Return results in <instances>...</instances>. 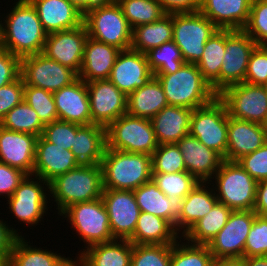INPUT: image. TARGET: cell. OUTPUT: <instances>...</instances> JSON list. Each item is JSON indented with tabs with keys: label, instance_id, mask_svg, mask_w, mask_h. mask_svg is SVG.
Masks as SVG:
<instances>
[{
	"label": "cell",
	"instance_id": "obj_1",
	"mask_svg": "<svg viewBox=\"0 0 267 266\" xmlns=\"http://www.w3.org/2000/svg\"><path fill=\"white\" fill-rule=\"evenodd\" d=\"M0 21V46L20 59L42 53L47 39L35 8L28 0H18L6 20ZM5 23V24H4Z\"/></svg>",
	"mask_w": 267,
	"mask_h": 266
},
{
	"label": "cell",
	"instance_id": "obj_2",
	"mask_svg": "<svg viewBox=\"0 0 267 266\" xmlns=\"http://www.w3.org/2000/svg\"><path fill=\"white\" fill-rule=\"evenodd\" d=\"M103 188L133 191L152 178V157L106 147L102 161Z\"/></svg>",
	"mask_w": 267,
	"mask_h": 266
},
{
	"label": "cell",
	"instance_id": "obj_3",
	"mask_svg": "<svg viewBox=\"0 0 267 266\" xmlns=\"http://www.w3.org/2000/svg\"><path fill=\"white\" fill-rule=\"evenodd\" d=\"M103 190L101 165L80 164L52 180L48 192L61 214L72 204L101 198Z\"/></svg>",
	"mask_w": 267,
	"mask_h": 266
},
{
	"label": "cell",
	"instance_id": "obj_4",
	"mask_svg": "<svg viewBox=\"0 0 267 266\" xmlns=\"http://www.w3.org/2000/svg\"><path fill=\"white\" fill-rule=\"evenodd\" d=\"M154 77L161 83L169 105L194 110L217 96L196 64L184 63L175 73L154 74Z\"/></svg>",
	"mask_w": 267,
	"mask_h": 266
},
{
	"label": "cell",
	"instance_id": "obj_5",
	"mask_svg": "<svg viewBox=\"0 0 267 266\" xmlns=\"http://www.w3.org/2000/svg\"><path fill=\"white\" fill-rule=\"evenodd\" d=\"M88 36L120 50L131 49L132 28L116 0L89 10L83 18Z\"/></svg>",
	"mask_w": 267,
	"mask_h": 266
},
{
	"label": "cell",
	"instance_id": "obj_6",
	"mask_svg": "<svg viewBox=\"0 0 267 266\" xmlns=\"http://www.w3.org/2000/svg\"><path fill=\"white\" fill-rule=\"evenodd\" d=\"M214 177L218 202L232 211L253 210L258 182L237 162L224 160Z\"/></svg>",
	"mask_w": 267,
	"mask_h": 266
},
{
	"label": "cell",
	"instance_id": "obj_7",
	"mask_svg": "<svg viewBox=\"0 0 267 266\" xmlns=\"http://www.w3.org/2000/svg\"><path fill=\"white\" fill-rule=\"evenodd\" d=\"M107 148L152 155L158 147L150 119L125 113L106 128Z\"/></svg>",
	"mask_w": 267,
	"mask_h": 266
},
{
	"label": "cell",
	"instance_id": "obj_8",
	"mask_svg": "<svg viewBox=\"0 0 267 266\" xmlns=\"http://www.w3.org/2000/svg\"><path fill=\"white\" fill-rule=\"evenodd\" d=\"M228 112L216 96L210 103L193 110L189 134L227 161Z\"/></svg>",
	"mask_w": 267,
	"mask_h": 266
},
{
	"label": "cell",
	"instance_id": "obj_9",
	"mask_svg": "<svg viewBox=\"0 0 267 266\" xmlns=\"http://www.w3.org/2000/svg\"><path fill=\"white\" fill-rule=\"evenodd\" d=\"M218 29L200 11L173 13V41L185 63L201 59L205 43Z\"/></svg>",
	"mask_w": 267,
	"mask_h": 266
},
{
	"label": "cell",
	"instance_id": "obj_10",
	"mask_svg": "<svg viewBox=\"0 0 267 266\" xmlns=\"http://www.w3.org/2000/svg\"><path fill=\"white\" fill-rule=\"evenodd\" d=\"M61 215L69 219L72 228L88 244L87 247L115 240L102 198L72 204Z\"/></svg>",
	"mask_w": 267,
	"mask_h": 266
},
{
	"label": "cell",
	"instance_id": "obj_11",
	"mask_svg": "<svg viewBox=\"0 0 267 266\" xmlns=\"http://www.w3.org/2000/svg\"><path fill=\"white\" fill-rule=\"evenodd\" d=\"M20 76L24 84L56 92L78 78V74L44 54L28 55L20 59Z\"/></svg>",
	"mask_w": 267,
	"mask_h": 266
},
{
	"label": "cell",
	"instance_id": "obj_12",
	"mask_svg": "<svg viewBox=\"0 0 267 266\" xmlns=\"http://www.w3.org/2000/svg\"><path fill=\"white\" fill-rule=\"evenodd\" d=\"M217 96L224 102L230 117L261 124L267 116L265 86L243 82L228 86Z\"/></svg>",
	"mask_w": 267,
	"mask_h": 266
},
{
	"label": "cell",
	"instance_id": "obj_13",
	"mask_svg": "<svg viewBox=\"0 0 267 266\" xmlns=\"http://www.w3.org/2000/svg\"><path fill=\"white\" fill-rule=\"evenodd\" d=\"M257 214L254 210L232 211L221 231L208 243L214 259H242L248 233Z\"/></svg>",
	"mask_w": 267,
	"mask_h": 266
},
{
	"label": "cell",
	"instance_id": "obj_14",
	"mask_svg": "<svg viewBox=\"0 0 267 266\" xmlns=\"http://www.w3.org/2000/svg\"><path fill=\"white\" fill-rule=\"evenodd\" d=\"M257 46L244 30L225 29V54L220 68V93L243 83L252 51Z\"/></svg>",
	"mask_w": 267,
	"mask_h": 266
},
{
	"label": "cell",
	"instance_id": "obj_15",
	"mask_svg": "<svg viewBox=\"0 0 267 266\" xmlns=\"http://www.w3.org/2000/svg\"><path fill=\"white\" fill-rule=\"evenodd\" d=\"M92 124L107 128L127 113V96L109 79L87 82Z\"/></svg>",
	"mask_w": 267,
	"mask_h": 266
},
{
	"label": "cell",
	"instance_id": "obj_16",
	"mask_svg": "<svg viewBox=\"0 0 267 266\" xmlns=\"http://www.w3.org/2000/svg\"><path fill=\"white\" fill-rule=\"evenodd\" d=\"M34 179H38L34 181ZM43 184H42V183ZM46 185L49 189V183L40 177L32 178V175H27L25 179L19 184L14 194L7 200L11 213L27 225H37L47 209V193L43 190ZM43 215V216H42Z\"/></svg>",
	"mask_w": 267,
	"mask_h": 266
},
{
	"label": "cell",
	"instance_id": "obj_17",
	"mask_svg": "<svg viewBox=\"0 0 267 266\" xmlns=\"http://www.w3.org/2000/svg\"><path fill=\"white\" fill-rule=\"evenodd\" d=\"M101 198L107 209L113 238L129 240L133 236L140 214L134 192L104 189Z\"/></svg>",
	"mask_w": 267,
	"mask_h": 266
},
{
	"label": "cell",
	"instance_id": "obj_18",
	"mask_svg": "<svg viewBox=\"0 0 267 266\" xmlns=\"http://www.w3.org/2000/svg\"><path fill=\"white\" fill-rule=\"evenodd\" d=\"M87 38L84 23L74 29L48 34L42 54L79 74Z\"/></svg>",
	"mask_w": 267,
	"mask_h": 266
},
{
	"label": "cell",
	"instance_id": "obj_19",
	"mask_svg": "<svg viewBox=\"0 0 267 266\" xmlns=\"http://www.w3.org/2000/svg\"><path fill=\"white\" fill-rule=\"evenodd\" d=\"M153 73L144 53L132 49L121 50L109 80L127 97L138 88L145 85Z\"/></svg>",
	"mask_w": 267,
	"mask_h": 266
},
{
	"label": "cell",
	"instance_id": "obj_20",
	"mask_svg": "<svg viewBox=\"0 0 267 266\" xmlns=\"http://www.w3.org/2000/svg\"><path fill=\"white\" fill-rule=\"evenodd\" d=\"M176 145L182 153L186 171L199 183L209 184V181L212 182L211 179H214L213 176L220 168L224 158L190 134L182 137Z\"/></svg>",
	"mask_w": 267,
	"mask_h": 266
},
{
	"label": "cell",
	"instance_id": "obj_21",
	"mask_svg": "<svg viewBox=\"0 0 267 266\" xmlns=\"http://www.w3.org/2000/svg\"><path fill=\"white\" fill-rule=\"evenodd\" d=\"M38 136L0 126V162L33 176Z\"/></svg>",
	"mask_w": 267,
	"mask_h": 266
},
{
	"label": "cell",
	"instance_id": "obj_22",
	"mask_svg": "<svg viewBox=\"0 0 267 266\" xmlns=\"http://www.w3.org/2000/svg\"><path fill=\"white\" fill-rule=\"evenodd\" d=\"M58 119L80 125H91L90 101L86 82L79 77L53 93Z\"/></svg>",
	"mask_w": 267,
	"mask_h": 266
},
{
	"label": "cell",
	"instance_id": "obj_23",
	"mask_svg": "<svg viewBox=\"0 0 267 266\" xmlns=\"http://www.w3.org/2000/svg\"><path fill=\"white\" fill-rule=\"evenodd\" d=\"M79 165L80 163L70 150L48 142L42 135L38 137L33 176L50 183L56 177Z\"/></svg>",
	"mask_w": 267,
	"mask_h": 266
},
{
	"label": "cell",
	"instance_id": "obj_24",
	"mask_svg": "<svg viewBox=\"0 0 267 266\" xmlns=\"http://www.w3.org/2000/svg\"><path fill=\"white\" fill-rule=\"evenodd\" d=\"M35 8L47 34L70 30L83 24L84 15L69 0H28Z\"/></svg>",
	"mask_w": 267,
	"mask_h": 266
},
{
	"label": "cell",
	"instance_id": "obj_25",
	"mask_svg": "<svg viewBox=\"0 0 267 266\" xmlns=\"http://www.w3.org/2000/svg\"><path fill=\"white\" fill-rule=\"evenodd\" d=\"M227 161L237 162L267 142L261 124L228 115Z\"/></svg>",
	"mask_w": 267,
	"mask_h": 266
},
{
	"label": "cell",
	"instance_id": "obj_26",
	"mask_svg": "<svg viewBox=\"0 0 267 266\" xmlns=\"http://www.w3.org/2000/svg\"><path fill=\"white\" fill-rule=\"evenodd\" d=\"M252 0H200L199 11L217 28L243 30Z\"/></svg>",
	"mask_w": 267,
	"mask_h": 266
},
{
	"label": "cell",
	"instance_id": "obj_27",
	"mask_svg": "<svg viewBox=\"0 0 267 266\" xmlns=\"http://www.w3.org/2000/svg\"><path fill=\"white\" fill-rule=\"evenodd\" d=\"M120 52L117 47L88 36L78 77L86 83L108 80Z\"/></svg>",
	"mask_w": 267,
	"mask_h": 266
},
{
	"label": "cell",
	"instance_id": "obj_28",
	"mask_svg": "<svg viewBox=\"0 0 267 266\" xmlns=\"http://www.w3.org/2000/svg\"><path fill=\"white\" fill-rule=\"evenodd\" d=\"M133 192L140 211L167 220L176 230V221L182 211V198H168L152 179Z\"/></svg>",
	"mask_w": 267,
	"mask_h": 266
},
{
	"label": "cell",
	"instance_id": "obj_29",
	"mask_svg": "<svg viewBox=\"0 0 267 266\" xmlns=\"http://www.w3.org/2000/svg\"><path fill=\"white\" fill-rule=\"evenodd\" d=\"M193 110L168 105L150 119L159 145L176 144L189 134Z\"/></svg>",
	"mask_w": 267,
	"mask_h": 266
},
{
	"label": "cell",
	"instance_id": "obj_30",
	"mask_svg": "<svg viewBox=\"0 0 267 266\" xmlns=\"http://www.w3.org/2000/svg\"><path fill=\"white\" fill-rule=\"evenodd\" d=\"M98 243L80 251L76 266H131L133 244L129 240ZM79 261V262H78Z\"/></svg>",
	"mask_w": 267,
	"mask_h": 266
},
{
	"label": "cell",
	"instance_id": "obj_31",
	"mask_svg": "<svg viewBox=\"0 0 267 266\" xmlns=\"http://www.w3.org/2000/svg\"><path fill=\"white\" fill-rule=\"evenodd\" d=\"M107 147L106 128L82 125L76 133L71 152L80 164H100Z\"/></svg>",
	"mask_w": 267,
	"mask_h": 266
},
{
	"label": "cell",
	"instance_id": "obj_32",
	"mask_svg": "<svg viewBox=\"0 0 267 266\" xmlns=\"http://www.w3.org/2000/svg\"><path fill=\"white\" fill-rule=\"evenodd\" d=\"M205 182L199 183L184 199H182V211L176 221V232L178 234L183 228L184 236L192 226L206 214L218 202L215 189L209 188ZM207 187V188H206ZM206 188V189H205ZM213 191V192H212Z\"/></svg>",
	"mask_w": 267,
	"mask_h": 266
},
{
	"label": "cell",
	"instance_id": "obj_33",
	"mask_svg": "<svg viewBox=\"0 0 267 266\" xmlns=\"http://www.w3.org/2000/svg\"><path fill=\"white\" fill-rule=\"evenodd\" d=\"M168 105L163 87L154 76L127 97V113L135 117L151 119Z\"/></svg>",
	"mask_w": 267,
	"mask_h": 266
},
{
	"label": "cell",
	"instance_id": "obj_34",
	"mask_svg": "<svg viewBox=\"0 0 267 266\" xmlns=\"http://www.w3.org/2000/svg\"><path fill=\"white\" fill-rule=\"evenodd\" d=\"M179 239L175 228L165 219L140 211L133 236L132 244H174Z\"/></svg>",
	"mask_w": 267,
	"mask_h": 266
},
{
	"label": "cell",
	"instance_id": "obj_35",
	"mask_svg": "<svg viewBox=\"0 0 267 266\" xmlns=\"http://www.w3.org/2000/svg\"><path fill=\"white\" fill-rule=\"evenodd\" d=\"M23 237H17L5 266H73L74 260L62 257L59 253L34 248Z\"/></svg>",
	"mask_w": 267,
	"mask_h": 266
},
{
	"label": "cell",
	"instance_id": "obj_36",
	"mask_svg": "<svg viewBox=\"0 0 267 266\" xmlns=\"http://www.w3.org/2000/svg\"><path fill=\"white\" fill-rule=\"evenodd\" d=\"M173 40V13L132 29L131 49L141 53Z\"/></svg>",
	"mask_w": 267,
	"mask_h": 266
},
{
	"label": "cell",
	"instance_id": "obj_37",
	"mask_svg": "<svg viewBox=\"0 0 267 266\" xmlns=\"http://www.w3.org/2000/svg\"><path fill=\"white\" fill-rule=\"evenodd\" d=\"M225 54V29H218L205 43L201 59L196 63L212 90L220 93V68Z\"/></svg>",
	"mask_w": 267,
	"mask_h": 266
},
{
	"label": "cell",
	"instance_id": "obj_38",
	"mask_svg": "<svg viewBox=\"0 0 267 266\" xmlns=\"http://www.w3.org/2000/svg\"><path fill=\"white\" fill-rule=\"evenodd\" d=\"M231 212L232 210L229 207L217 202L211 211L199 219L180 239L184 237L183 241L187 240L194 245H208L225 226Z\"/></svg>",
	"mask_w": 267,
	"mask_h": 266
},
{
	"label": "cell",
	"instance_id": "obj_39",
	"mask_svg": "<svg viewBox=\"0 0 267 266\" xmlns=\"http://www.w3.org/2000/svg\"><path fill=\"white\" fill-rule=\"evenodd\" d=\"M0 126L10 131L39 137L42 135L45 125L40 121L36 111L23 100L1 119Z\"/></svg>",
	"mask_w": 267,
	"mask_h": 266
},
{
	"label": "cell",
	"instance_id": "obj_40",
	"mask_svg": "<svg viewBox=\"0 0 267 266\" xmlns=\"http://www.w3.org/2000/svg\"><path fill=\"white\" fill-rule=\"evenodd\" d=\"M130 27L160 20L167 13L158 0H116Z\"/></svg>",
	"mask_w": 267,
	"mask_h": 266
},
{
	"label": "cell",
	"instance_id": "obj_41",
	"mask_svg": "<svg viewBox=\"0 0 267 266\" xmlns=\"http://www.w3.org/2000/svg\"><path fill=\"white\" fill-rule=\"evenodd\" d=\"M145 55L153 75L175 73L185 63L173 40L149 50Z\"/></svg>",
	"mask_w": 267,
	"mask_h": 266
},
{
	"label": "cell",
	"instance_id": "obj_42",
	"mask_svg": "<svg viewBox=\"0 0 267 266\" xmlns=\"http://www.w3.org/2000/svg\"><path fill=\"white\" fill-rule=\"evenodd\" d=\"M153 182L168 197L184 199L199 182L187 171L178 173H152Z\"/></svg>",
	"mask_w": 267,
	"mask_h": 266
},
{
	"label": "cell",
	"instance_id": "obj_43",
	"mask_svg": "<svg viewBox=\"0 0 267 266\" xmlns=\"http://www.w3.org/2000/svg\"><path fill=\"white\" fill-rule=\"evenodd\" d=\"M213 260L207 245L180 244L178 240L172 244L170 266H210Z\"/></svg>",
	"mask_w": 267,
	"mask_h": 266
},
{
	"label": "cell",
	"instance_id": "obj_44",
	"mask_svg": "<svg viewBox=\"0 0 267 266\" xmlns=\"http://www.w3.org/2000/svg\"><path fill=\"white\" fill-rule=\"evenodd\" d=\"M24 100L36 111L44 125L59 120L52 92L24 84Z\"/></svg>",
	"mask_w": 267,
	"mask_h": 266
},
{
	"label": "cell",
	"instance_id": "obj_45",
	"mask_svg": "<svg viewBox=\"0 0 267 266\" xmlns=\"http://www.w3.org/2000/svg\"><path fill=\"white\" fill-rule=\"evenodd\" d=\"M172 244H133L131 266H170Z\"/></svg>",
	"mask_w": 267,
	"mask_h": 266
},
{
	"label": "cell",
	"instance_id": "obj_46",
	"mask_svg": "<svg viewBox=\"0 0 267 266\" xmlns=\"http://www.w3.org/2000/svg\"><path fill=\"white\" fill-rule=\"evenodd\" d=\"M152 173H178L186 171L182 153L176 144L158 145L151 155Z\"/></svg>",
	"mask_w": 267,
	"mask_h": 266
},
{
	"label": "cell",
	"instance_id": "obj_47",
	"mask_svg": "<svg viewBox=\"0 0 267 266\" xmlns=\"http://www.w3.org/2000/svg\"><path fill=\"white\" fill-rule=\"evenodd\" d=\"M243 30L257 45H267V0H252L249 19Z\"/></svg>",
	"mask_w": 267,
	"mask_h": 266
},
{
	"label": "cell",
	"instance_id": "obj_48",
	"mask_svg": "<svg viewBox=\"0 0 267 266\" xmlns=\"http://www.w3.org/2000/svg\"><path fill=\"white\" fill-rule=\"evenodd\" d=\"M81 126L73 122L57 120L44 126L42 136L50 143L71 150L77 130Z\"/></svg>",
	"mask_w": 267,
	"mask_h": 266
},
{
	"label": "cell",
	"instance_id": "obj_49",
	"mask_svg": "<svg viewBox=\"0 0 267 266\" xmlns=\"http://www.w3.org/2000/svg\"><path fill=\"white\" fill-rule=\"evenodd\" d=\"M267 256V216L256 215L244 248V257Z\"/></svg>",
	"mask_w": 267,
	"mask_h": 266
},
{
	"label": "cell",
	"instance_id": "obj_50",
	"mask_svg": "<svg viewBox=\"0 0 267 266\" xmlns=\"http://www.w3.org/2000/svg\"><path fill=\"white\" fill-rule=\"evenodd\" d=\"M244 82L260 86L267 84V45H257L252 51Z\"/></svg>",
	"mask_w": 267,
	"mask_h": 266
},
{
	"label": "cell",
	"instance_id": "obj_51",
	"mask_svg": "<svg viewBox=\"0 0 267 266\" xmlns=\"http://www.w3.org/2000/svg\"><path fill=\"white\" fill-rule=\"evenodd\" d=\"M237 163L257 182L267 179V142Z\"/></svg>",
	"mask_w": 267,
	"mask_h": 266
},
{
	"label": "cell",
	"instance_id": "obj_52",
	"mask_svg": "<svg viewBox=\"0 0 267 266\" xmlns=\"http://www.w3.org/2000/svg\"><path fill=\"white\" fill-rule=\"evenodd\" d=\"M24 100V82L21 76L0 87V121L15 106Z\"/></svg>",
	"mask_w": 267,
	"mask_h": 266
},
{
	"label": "cell",
	"instance_id": "obj_53",
	"mask_svg": "<svg viewBox=\"0 0 267 266\" xmlns=\"http://www.w3.org/2000/svg\"><path fill=\"white\" fill-rule=\"evenodd\" d=\"M20 76V58L0 46V87Z\"/></svg>",
	"mask_w": 267,
	"mask_h": 266
},
{
	"label": "cell",
	"instance_id": "obj_54",
	"mask_svg": "<svg viewBox=\"0 0 267 266\" xmlns=\"http://www.w3.org/2000/svg\"><path fill=\"white\" fill-rule=\"evenodd\" d=\"M26 176L22 170L0 162V195L11 197Z\"/></svg>",
	"mask_w": 267,
	"mask_h": 266
},
{
	"label": "cell",
	"instance_id": "obj_55",
	"mask_svg": "<svg viewBox=\"0 0 267 266\" xmlns=\"http://www.w3.org/2000/svg\"><path fill=\"white\" fill-rule=\"evenodd\" d=\"M17 237H22V235H19L14 228L9 227L6 222L0 220V259L5 264Z\"/></svg>",
	"mask_w": 267,
	"mask_h": 266
},
{
	"label": "cell",
	"instance_id": "obj_56",
	"mask_svg": "<svg viewBox=\"0 0 267 266\" xmlns=\"http://www.w3.org/2000/svg\"><path fill=\"white\" fill-rule=\"evenodd\" d=\"M164 11L171 13L197 12L200 0H158Z\"/></svg>",
	"mask_w": 267,
	"mask_h": 266
},
{
	"label": "cell",
	"instance_id": "obj_57",
	"mask_svg": "<svg viewBox=\"0 0 267 266\" xmlns=\"http://www.w3.org/2000/svg\"><path fill=\"white\" fill-rule=\"evenodd\" d=\"M253 210L257 215L267 216V179L259 181L257 184L256 200Z\"/></svg>",
	"mask_w": 267,
	"mask_h": 266
},
{
	"label": "cell",
	"instance_id": "obj_58",
	"mask_svg": "<svg viewBox=\"0 0 267 266\" xmlns=\"http://www.w3.org/2000/svg\"><path fill=\"white\" fill-rule=\"evenodd\" d=\"M83 15L96 6L105 4L109 0H69Z\"/></svg>",
	"mask_w": 267,
	"mask_h": 266
},
{
	"label": "cell",
	"instance_id": "obj_59",
	"mask_svg": "<svg viewBox=\"0 0 267 266\" xmlns=\"http://www.w3.org/2000/svg\"><path fill=\"white\" fill-rule=\"evenodd\" d=\"M239 261L243 266H267V256L244 257Z\"/></svg>",
	"mask_w": 267,
	"mask_h": 266
},
{
	"label": "cell",
	"instance_id": "obj_60",
	"mask_svg": "<svg viewBox=\"0 0 267 266\" xmlns=\"http://www.w3.org/2000/svg\"><path fill=\"white\" fill-rule=\"evenodd\" d=\"M210 266H243L238 259H214Z\"/></svg>",
	"mask_w": 267,
	"mask_h": 266
},
{
	"label": "cell",
	"instance_id": "obj_61",
	"mask_svg": "<svg viewBox=\"0 0 267 266\" xmlns=\"http://www.w3.org/2000/svg\"><path fill=\"white\" fill-rule=\"evenodd\" d=\"M261 126H262V129H263L264 133L266 134V137H267V116L263 120V122L261 123Z\"/></svg>",
	"mask_w": 267,
	"mask_h": 266
},
{
	"label": "cell",
	"instance_id": "obj_62",
	"mask_svg": "<svg viewBox=\"0 0 267 266\" xmlns=\"http://www.w3.org/2000/svg\"><path fill=\"white\" fill-rule=\"evenodd\" d=\"M6 264L0 259V266H5Z\"/></svg>",
	"mask_w": 267,
	"mask_h": 266
}]
</instances>
